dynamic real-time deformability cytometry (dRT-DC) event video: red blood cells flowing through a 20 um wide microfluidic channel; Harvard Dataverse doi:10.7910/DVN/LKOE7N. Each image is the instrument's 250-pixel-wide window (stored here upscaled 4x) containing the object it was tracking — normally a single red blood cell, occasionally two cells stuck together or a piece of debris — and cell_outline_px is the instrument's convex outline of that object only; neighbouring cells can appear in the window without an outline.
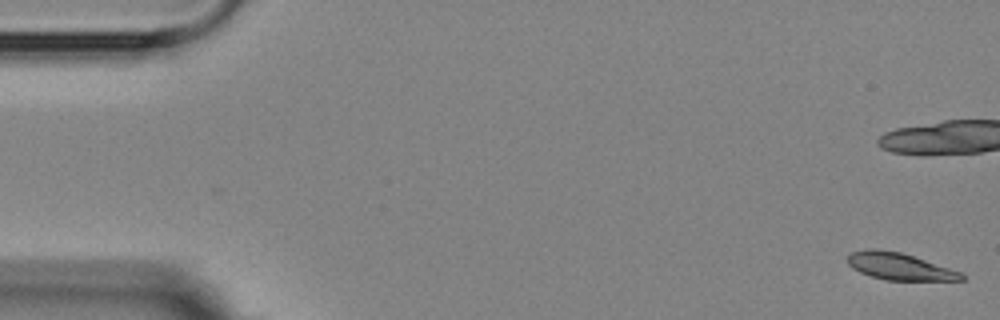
{"species": "Egyptian fruit bat (a non-hibernating species)", "species_latin": "Rousettus aegyptiacus", "temperature_condition": "room temperature", "stored_images_in_passage": 6, "camera_frame_rate_fps": 3000, "um_per_image_px": 0.085, "animal": {"sex": "female"}, "frame": {"image": 1, "passage_image": 1, "time_ms": 0.0, "image_size_px": [1000, 320], "cell_outline_px": [[964, 280], [884, 280], [860, 272], [852, 268], [848, 264], [848, 256], [852, 252], [868, 248], [876, 248], [900, 252], [960, 272], [964, 276]], "centroid_in_image_um": [76.39, 22.64], "position_along_channel_um": 8.6, "area_um2": 17.57}}